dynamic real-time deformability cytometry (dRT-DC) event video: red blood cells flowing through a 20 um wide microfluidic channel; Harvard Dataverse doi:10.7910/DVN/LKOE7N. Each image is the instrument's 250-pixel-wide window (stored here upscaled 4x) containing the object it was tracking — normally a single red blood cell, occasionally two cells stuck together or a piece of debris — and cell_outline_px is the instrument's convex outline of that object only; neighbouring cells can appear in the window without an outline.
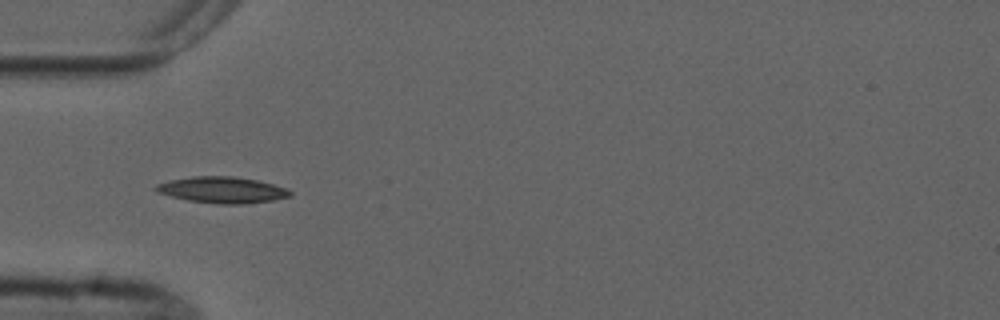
{"species": "common noctule bat (a hibernating species)", "species_latin": "Nyctalus noctula", "temperature_condition": "cold", "stored_images_in_passage": 7, "camera_frame_rate_fps": 3000, "um_per_image_px": 0.085, "animal": {"sex": "male", "forearm_length_mm": 52.5}, "frame": {"image": 1, "passage_image": 5, "time_ms": 4.667, "image_size_px": [1000, 320], "cell_outline_px": [[292, 196], [272, 200], [244, 204], [216, 204], [188, 200], [156, 192], [152, 188], [156, 184], [172, 180], [192, 176], [232, 176], [256, 180], [288, 188], [292, 192]], "centroid_in_image_um": [18.89, 16.14], "position_along_channel_um": 66.1, "area_um2": 20.52}}
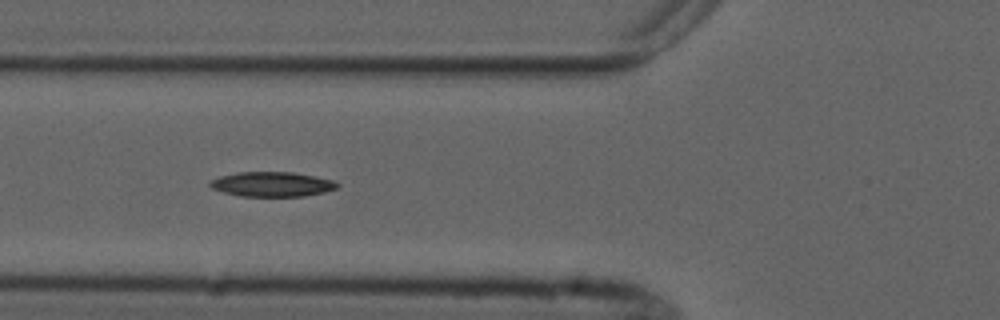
{"frame": {"image": 2, "passage_image": 6, "time_ms": 5.667, "image_size_px": [1000, 320], "cell_outline_px": [[340, 184], [336, 188], [324, 192], [304, 196], [240, 196], [224, 192], [212, 188], [208, 184], [212, 180], [220, 176], [236, 172], [292, 172], [332, 180]], "centroid_in_image_um": [23.1, 15.66], "position_along_channel_um": 102.7, "area_um2": 18.15}}
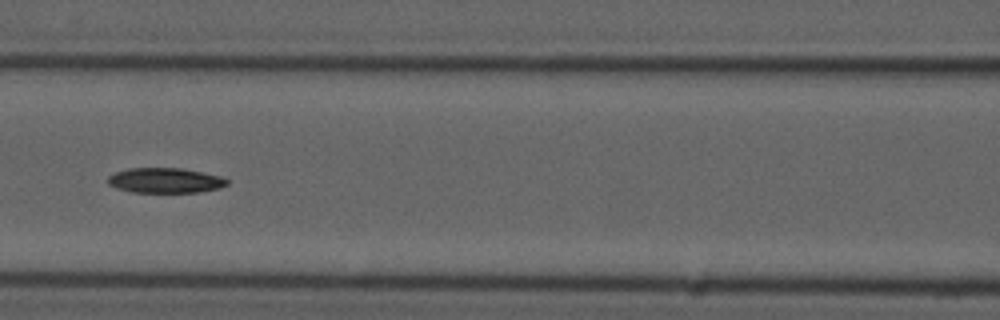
{"frame": {"image": 3, "passage_image": 7, "time_ms": 7.0, "image_size_px": [1000, 320], "cell_outline_px": [[228, 184], [220, 188], [200, 192], [132, 192], [116, 188], [108, 184], [108, 176], [116, 172], [128, 168], [180, 168], [220, 176], [228, 180]], "centroid_in_image_um": [14.03, 15.34], "position_along_channel_um": 152.6, "area_um2": 17.34}}